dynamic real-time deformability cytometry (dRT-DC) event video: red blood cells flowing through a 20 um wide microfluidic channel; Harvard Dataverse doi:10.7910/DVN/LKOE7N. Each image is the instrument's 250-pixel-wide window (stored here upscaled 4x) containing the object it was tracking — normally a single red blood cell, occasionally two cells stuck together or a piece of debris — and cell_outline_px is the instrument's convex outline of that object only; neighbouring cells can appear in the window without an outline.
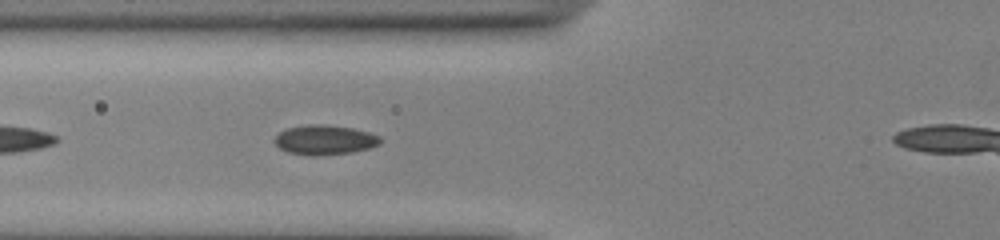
{"species": "common noctule bat (a hibernating species)", "species_latin": "Nyctalus noctula", "temperature_condition": "cold", "stored_images_in_passage": 24, "camera_frame_rate_fps": 3000, "um_per_image_px": 0.085, "animal": {"sex": "male", "body_mass_g": 13.0, "forearm_length_mm": 53.1}, "frame": {"image": 1, "passage_image": 5, "time_ms": 1.333, "image_size_px": [1000, 240], "cell_outline_px": [[380, 144], [368, 148], [352, 152], [312, 156], [288, 152], [280, 148], [272, 140], [280, 132], [288, 128], [308, 124], [324, 124], [352, 128], [368, 132], [380, 136]], "centroid_in_image_um": [27.58, 11.88], "position_along_channel_um": 98.2, "area_um2": 18.15}}
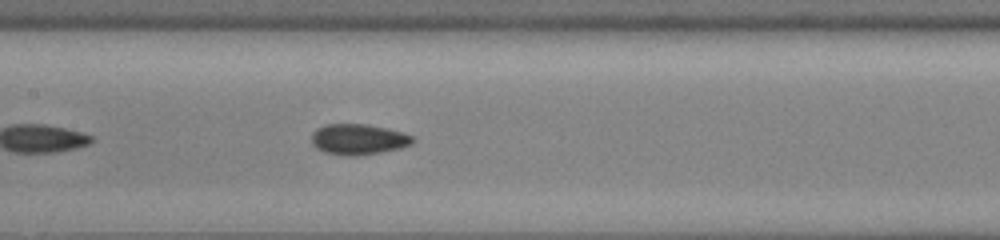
{"frame": {"image": 2, "passage_image": 11, "time_ms": 3.333, "image_size_px": [1000, 240], "cell_outline_px": [[416, 140], [412, 144], [400, 148], [360, 156], [348, 156], [324, 152], [316, 148], [312, 144], [312, 132], [316, 128], [324, 124], [364, 124], [388, 128], [404, 132], [412, 136]], "centroid_in_image_um": [30.46, 11.84], "position_along_channel_um": 176.9, "area_um2": 18.32}}
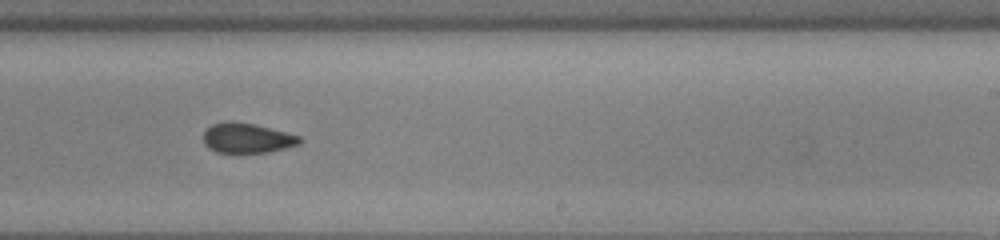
{"frame": {"image": 3, "passage_image": 18, "time_ms": 5.667, "image_size_px": [1000, 240], "cell_outline_px": [[304, 140], [300, 144], [268, 152], [216, 152], [208, 148], [204, 144], [204, 132], [212, 124], [228, 120], [252, 124], [300, 136]], "centroid_in_image_um": [20.99, 11.73], "position_along_channel_um": 268.0, "area_um2": 16.59}}